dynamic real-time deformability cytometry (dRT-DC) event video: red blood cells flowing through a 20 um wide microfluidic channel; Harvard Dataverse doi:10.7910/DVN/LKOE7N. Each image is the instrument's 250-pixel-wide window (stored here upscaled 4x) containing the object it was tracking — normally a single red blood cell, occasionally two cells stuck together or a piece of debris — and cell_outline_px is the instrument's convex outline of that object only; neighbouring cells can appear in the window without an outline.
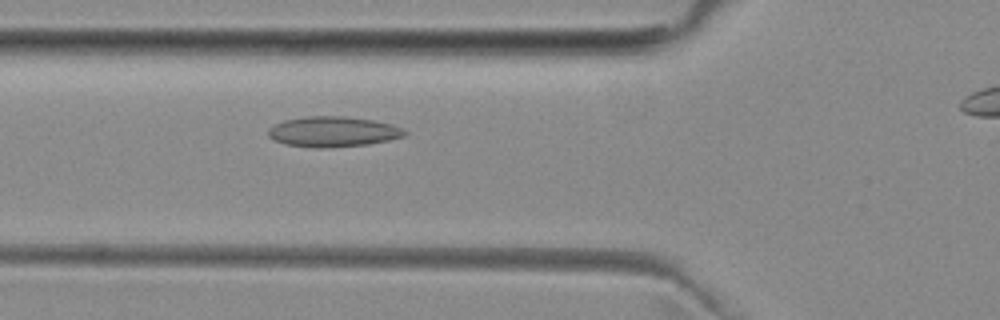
{"species": "common noctule bat (a hibernating species)", "species_latin": "Nyctalus noctula", "temperature_condition": "room temperature", "stored_images_in_passage": 4, "camera_frame_rate_fps": 3000, "um_per_image_px": 0.085, "animal": {"sex": "female", "body_mass_g": 29.2, "forearm_length_mm": 56.3}, "frame": {"image": 1, "passage_image": 4, "time_ms": 3.333, "image_size_px": [1000, 320], "cell_outline_px": [[408, 132], [404, 136], [388, 140], [368, 144], [320, 148], [316, 148], [284, 144], [268, 136], [268, 128], [284, 120], [308, 116], [344, 116], [372, 120], [392, 124], [404, 128]], "centroid_in_image_um": [28.32, 11.19], "position_along_channel_um": 97.5, "area_um2": 24.04}}